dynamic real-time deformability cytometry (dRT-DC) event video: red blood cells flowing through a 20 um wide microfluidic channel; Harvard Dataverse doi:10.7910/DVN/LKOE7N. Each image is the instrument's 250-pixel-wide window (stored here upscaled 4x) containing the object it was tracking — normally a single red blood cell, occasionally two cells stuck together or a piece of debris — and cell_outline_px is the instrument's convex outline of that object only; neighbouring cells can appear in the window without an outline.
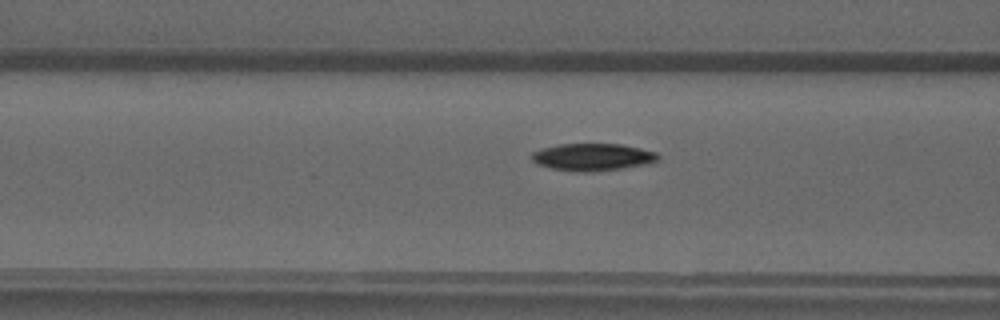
{"species": "common noctule bat (a hibernating species)", "species_latin": "Nyctalus noctula", "temperature_condition": "warm", "stored_images_in_passage": 33, "camera_frame_rate_fps": 3000, "um_per_image_px": 0.085, "animal": {"sex": "male", "forearm_length_mm": 52.5}, "frame": {"image": 1, "passage_image": 10, "time_ms": 3.0, "image_size_px": [1000, 320], "cell_outline_px": [[660, 160], [620, 168], [588, 172], [584, 172], [552, 168], [540, 164], [532, 160], [532, 152], [544, 148], [560, 144], [620, 144], [640, 148], [656, 152], [660, 156]], "centroid_in_image_um": [50.39, 13.33], "position_along_channel_um": 116.2, "area_um2": 19.54}}
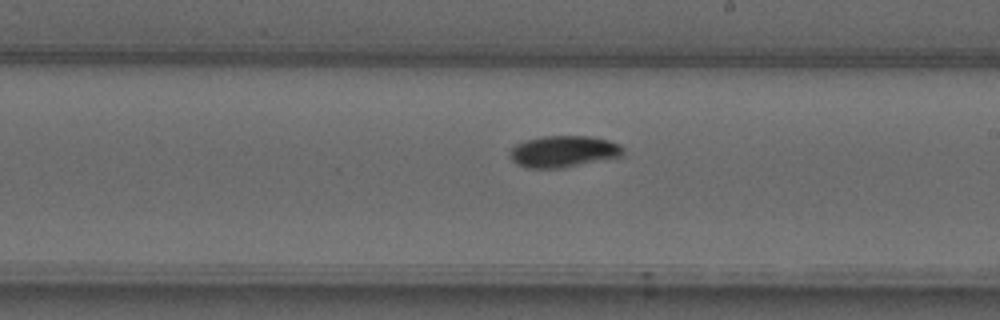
{"frame": {"image": 2, "passage_image": 19, "time_ms": 6.0, "image_size_px": [1000, 320], "cell_outline_px": [[624, 152], [620, 156], [560, 168], [528, 168], [516, 164], [512, 160], [508, 152], [516, 144], [540, 136], [592, 136], [608, 140], [620, 144], [624, 148]], "centroid_in_image_um": [47.87, 12.86], "position_along_channel_um": 241.1, "area_um2": 20.69}}
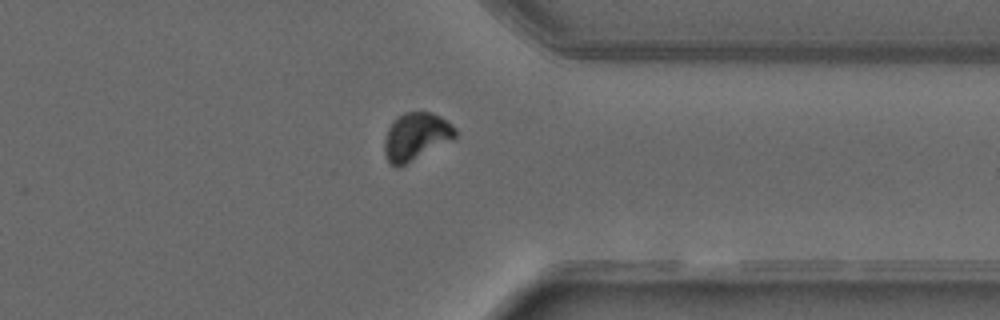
{"frame": {"image": 3, "passage_image": 29, "time_ms": 9.333, "image_size_px": [1000, 320], "cell_outline_px": [[456, 136], [452, 140], [396, 168], [388, 160], [384, 152], [384, 140], [388, 128], [392, 120], [396, 116], [404, 112], [432, 112], [440, 116], [452, 124], [456, 128]], "centroid_in_image_um": [35.34, 11.57], "position_along_channel_um": 376.1, "area_um2": 19.54}}